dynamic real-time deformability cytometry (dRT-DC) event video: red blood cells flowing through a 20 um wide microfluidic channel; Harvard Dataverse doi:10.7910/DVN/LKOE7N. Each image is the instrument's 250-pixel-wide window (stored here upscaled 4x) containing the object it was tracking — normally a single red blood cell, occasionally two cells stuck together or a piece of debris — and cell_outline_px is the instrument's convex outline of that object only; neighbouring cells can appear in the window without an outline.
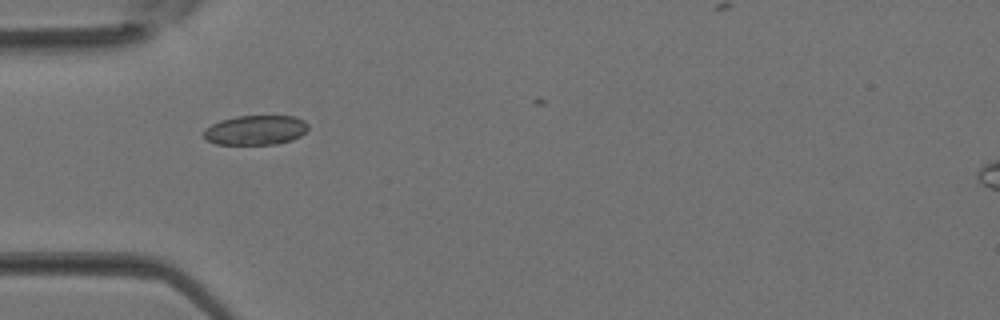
{"species": "Egyptian fruit bat (a non-hibernating species)", "species_latin": "Rousettus aegyptiacus", "temperature_condition": "room temperature", "stored_images_in_passage": 4, "camera_frame_rate_fps": 3000, "um_per_image_px": 0.085, "animal": {"sex": "female"}, "frame": {"image": 1, "passage_image": 4, "time_ms": 1.0, "image_size_px": [1000, 320], "cell_outline_px": [[308, 128], [300, 136], [292, 140], [276, 144], [216, 144], [208, 140], [204, 136], [204, 128], [220, 120], [236, 116], [296, 116], [304, 120], [308, 124]], "centroid_in_image_um": [21.73, 11.05], "position_along_channel_um": 63.3, "area_um2": 18.03}}